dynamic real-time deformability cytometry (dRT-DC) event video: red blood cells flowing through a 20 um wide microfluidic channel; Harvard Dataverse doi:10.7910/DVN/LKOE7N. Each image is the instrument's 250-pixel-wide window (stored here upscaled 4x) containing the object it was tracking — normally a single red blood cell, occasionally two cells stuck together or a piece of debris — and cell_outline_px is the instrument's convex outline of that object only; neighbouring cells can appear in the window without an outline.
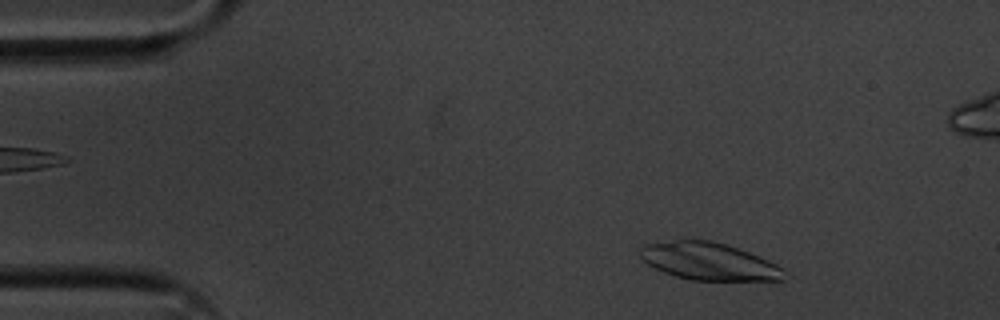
{"species": "common noctule bat (a hibernating species)", "species_latin": "Nyctalus noctula", "temperature_condition": "cold", "stored_images_in_passage": 52, "camera_frame_rate_fps": 3000, "um_per_image_px": 0.085, "animal": {"sex": "male", "body_mass_g": 20.1, "forearm_length_mm": 53.5}, "frame": {"image": 1, "passage_image": 4, "time_ms": 1.0, "image_size_px": [1000, 320], "cell_outline_px": [[792, 276], [784, 280], [692, 280], [676, 276], [664, 272], [648, 264], [640, 256], [640, 248], [644, 244], [676, 240], [712, 240], [748, 252], [768, 260], [784, 268]], "centroid_in_image_um": [60.32, 22.23], "position_along_channel_um": 24.7, "area_um2": 31.39}}